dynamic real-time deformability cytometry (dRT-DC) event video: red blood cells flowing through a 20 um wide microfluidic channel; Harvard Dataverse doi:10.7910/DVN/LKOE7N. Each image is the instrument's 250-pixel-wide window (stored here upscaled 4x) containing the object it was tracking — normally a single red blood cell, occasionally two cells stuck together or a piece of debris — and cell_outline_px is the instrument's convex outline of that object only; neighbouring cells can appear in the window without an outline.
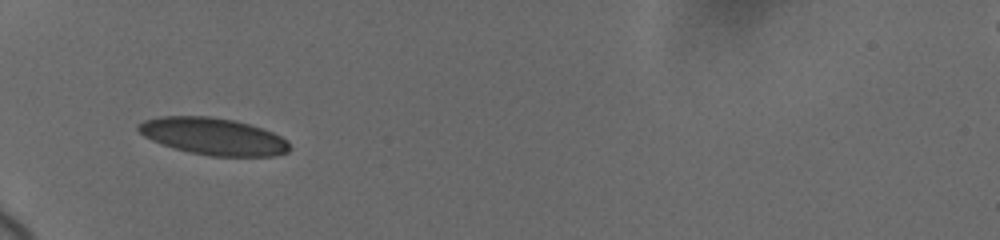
{"species": "human", "species_latin": "Homo sapiens", "temperature_condition": "cold", "stored_images_in_passage": 17, "camera_frame_rate_fps": 3000, "um_per_image_px": 0.085, "donor": {"sex": "female"}, "frame": {"image": 1, "passage_image": 1, "time_ms": 0.0, "image_size_px": [1000, 240], "cell_outline_px": [[292, 148], [288, 152], [276, 156], [212, 156], [188, 152], [152, 140], [144, 136], [136, 128], [136, 124], [144, 120], [160, 116], [208, 116], [236, 120], [272, 132], [288, 140]], "centroid_in_image_um": [18.15, 11.59], "position_along_channel_um": 66.9, "area_um2": 32.66}}
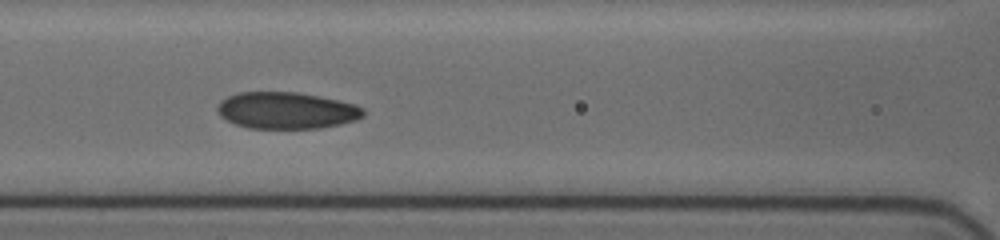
{"frame": {"image": 2, "passage_image": 12, "time_ms": 2.333, "image_size_px": [1000, 240], "cell_outline_px": [[364, 116], [356, 120], [340, 124], [320, 128], [248, 128], [236, 124], [220, 116], [216, 108], [220, 100], [228, 96], [240, 92], [296, 92], [356, 104], [364, 108]], "centroid_in_image_um": [24.34, 9.39], "position_along_channel_um": 142.3, "area_um2": 31.1}}
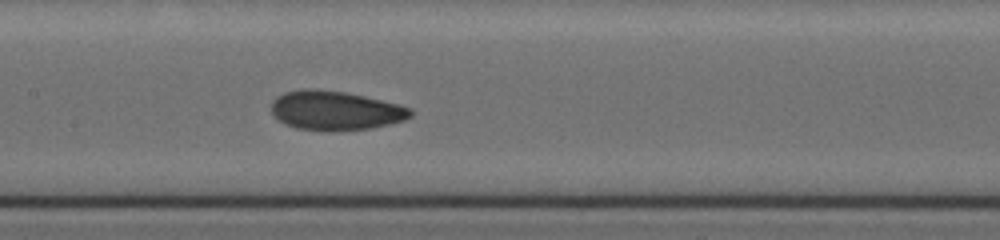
{"frame": {"image": 3, "passage_image": 17, "time_ms": 3.333, "image_size_px": [1000, 240], "cell_outline_px": [[412, 116], [404, 120], [372, 128], [332, 132], [324, 132], [296, 128], [284, 124], [272, 116], [272, 100], [276, 96], [284, 92], [304, 88], [308, 88], [344, 92], [364, 96], [412, 108]], "centroid_in_image_um": [28.45, 9.41], "position_along_channel_um": 178.9, "area_um2": 32.14}}